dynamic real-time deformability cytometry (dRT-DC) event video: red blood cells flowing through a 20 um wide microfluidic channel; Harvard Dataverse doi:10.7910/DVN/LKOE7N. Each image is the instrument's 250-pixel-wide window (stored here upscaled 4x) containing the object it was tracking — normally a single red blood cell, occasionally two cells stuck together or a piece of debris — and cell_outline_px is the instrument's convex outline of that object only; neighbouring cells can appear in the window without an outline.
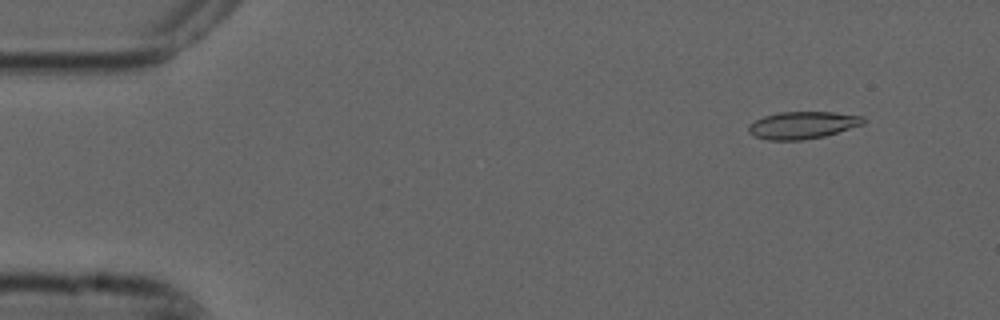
{"species": "common noctule bat (a hibernating species)", "species_latin": "Nyctalus noctula", "temperature_condition": "cold", "stored_images_in_passage": 4, "camera_frame_rate_fps": 3000, "um_per_image_px": 0.085, "animal": {"sex": "male", "forearm_length_mm": 52.5}, "frame": {"image": 1, "passage_image": 1, "time_ms": 0.0, "image_size_px": [1000, 320], "cell_outline_px": [[864, 124], [824, 136], [804, 140], [768, 140], [756, 136], [748, 132], [748, 124], [764, 116], [780, 112], [836, 112], [864, 116]], "centroid_in_image_um": [68.22, 10.63], "position_along_channel_um": 16.8, "area_um2": 18.21}}
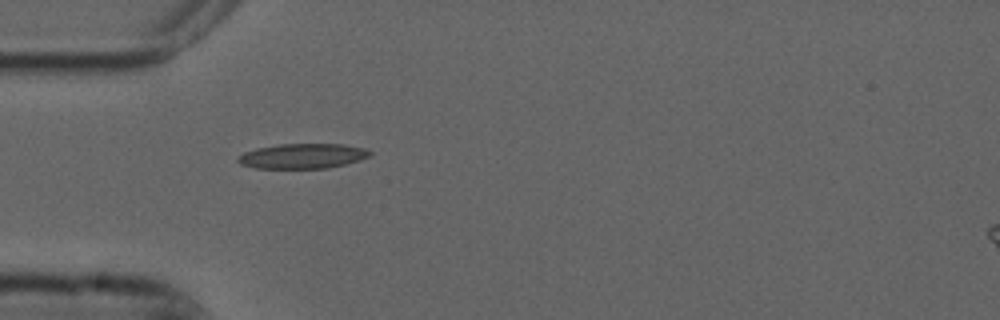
{"frame": {"image": 2, "passage_image": 4, "time_ms": 1.0, "image_size_px": [1000, 320], "cell_outline_px": [[372, 156], [360, 160], [328, 168], [256, 168], [240, 164], [236, 160], [236, 156], [244, 152], [256, 148], [280, 144], [344, 144], [364, 148], [372, 152]], "centroid_in_image_um": [25.71, 13.26], "position_along_channel_um": 59.3, "area_um2": 19.31}}